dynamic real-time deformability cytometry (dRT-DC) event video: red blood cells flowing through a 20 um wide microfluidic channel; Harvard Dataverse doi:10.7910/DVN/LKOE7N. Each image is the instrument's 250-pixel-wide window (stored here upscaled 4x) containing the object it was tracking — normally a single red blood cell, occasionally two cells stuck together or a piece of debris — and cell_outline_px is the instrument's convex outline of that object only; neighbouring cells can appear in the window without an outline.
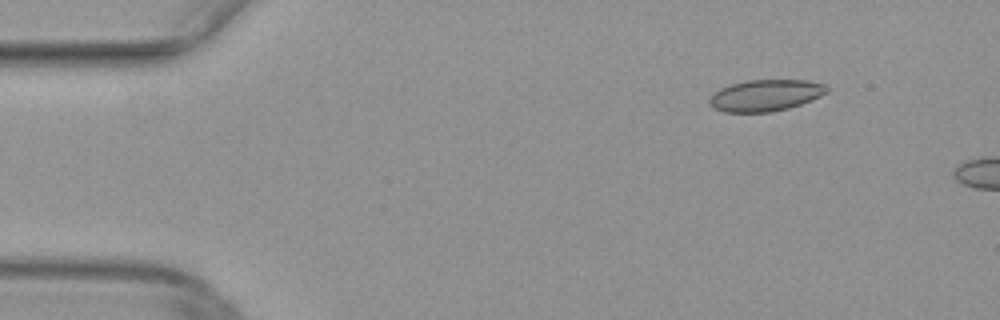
{"species": "common noctule bat (a hibernating species)", "species_latin": "Nyctalus noctula", "temperature_condition": "warm", "stored_images_in_passage": 5, "camera_frame_rate_fps": 3000, "um_per_image_px": 0.085, "animal": {"sex": "female", "body_mass_g": 29.2, "forearm_length_mm": 56.3}, "frame": {"image": 1, "passage_image": 1, "time_ms": 0.0, "image_size_px": [1000, 320], "cell_outline_px": [[828, 92], [812, 100], [788, 108], [772, 112], [724, 112], [716, 108], [708, 100], [720, 88], [732, 84], [748, 80], [808, 80], [828, 84]], "centroid_in_image_um": [65.14, 8.09], "position_along_channel_um": 19.9, "area_um2": 21.44}}